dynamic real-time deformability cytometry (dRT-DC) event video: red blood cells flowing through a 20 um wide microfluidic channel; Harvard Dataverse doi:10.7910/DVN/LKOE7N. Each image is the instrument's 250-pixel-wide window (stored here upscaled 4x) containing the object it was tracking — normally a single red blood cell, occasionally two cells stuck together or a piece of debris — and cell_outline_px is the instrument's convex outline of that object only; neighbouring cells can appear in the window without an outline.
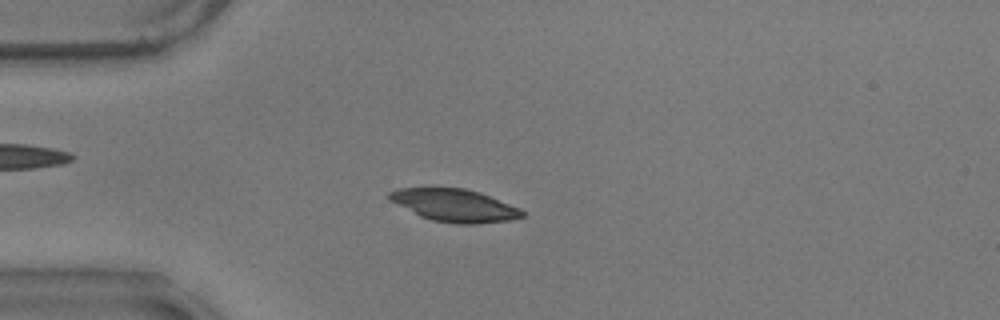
{"species": "common noctule bat (a hibernating species)", "species_latin": "Nyctalus noctula", "temperature_condition": "warm", "stored_images_in_passage": 49, "camera_frame_rate_fps": 3000, "um_per_image_px": 0.085, "animal": {"sex": "male", "body_mass_g": 17.9}, "frame": {"image": 1, "passage_image": 6, "time_ms": 1.667, "image_size_px": [1000, 320], "cell_outline_px": [[524, 216], [512, 220], [476, 224], [456, 224], [432, 220], [420, 216], [388, 200], [388, 192], [396, 188], [464, 188], [480, 192], [520, 208], [524, 212]], "centroid_in_image_um": [38.63, 17.46], "position_along_channel_um": 46.4, "area_um2": 25.32}}
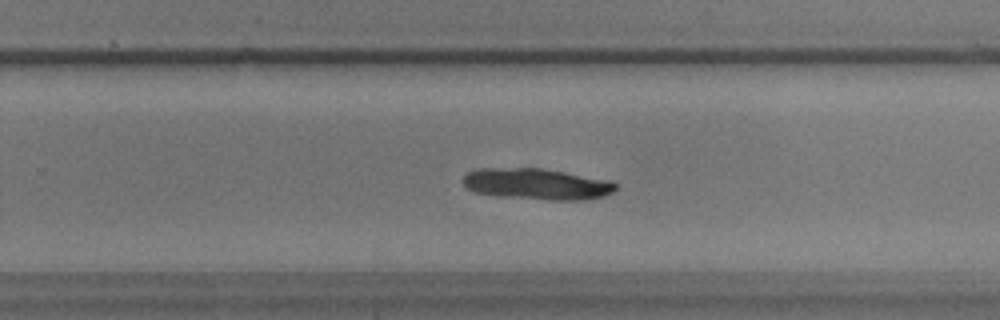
{"frame": {"image": 2, "passage_image": 28, "time_ms": 9.0, "image_size_px": [1000, 320], "cell_outline_px": [[616, 188], [612, 192], [604, 196], [584, 200], [548, 200], [500, 196], [472, 192], [464, 184], [464, 176], [468, 172], [476, 168], [540, 168], [564, 172], [608, 180], [616, 184]], "centroid_in_image_um": [45.6, 15.64], "position_along_channel_um": 284.2, "area_um2": 27.63}}
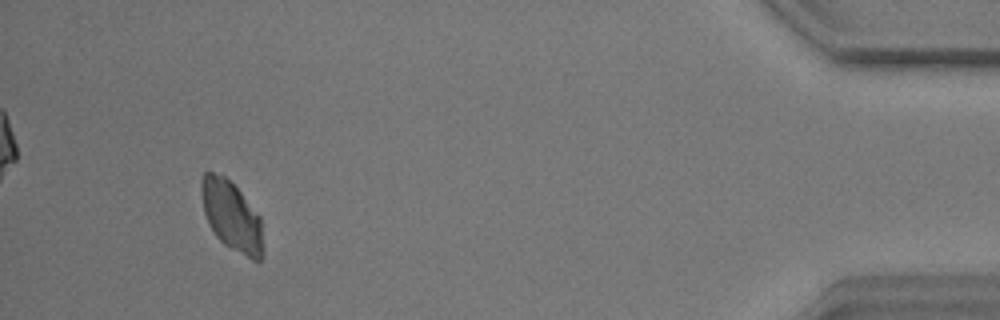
{"frame": {"image": 3, "passage_image": 45, "time_ms": 14.667, "image_size_px": [1000, 320], "cell_outline_px": [[264, 256], [260, 260], [252, 260], [224, 244], [216, 236], [208, 224], [204, 212], [200, 192], [200, 176], [204, 172], [212, 172], [224, 176], [240, 192], [260, 216], [264, 248]], "centroid_in_image_um": [19.68, 18.37], "position_along_channel_um": 415.5, "area_um2": 25.26}}